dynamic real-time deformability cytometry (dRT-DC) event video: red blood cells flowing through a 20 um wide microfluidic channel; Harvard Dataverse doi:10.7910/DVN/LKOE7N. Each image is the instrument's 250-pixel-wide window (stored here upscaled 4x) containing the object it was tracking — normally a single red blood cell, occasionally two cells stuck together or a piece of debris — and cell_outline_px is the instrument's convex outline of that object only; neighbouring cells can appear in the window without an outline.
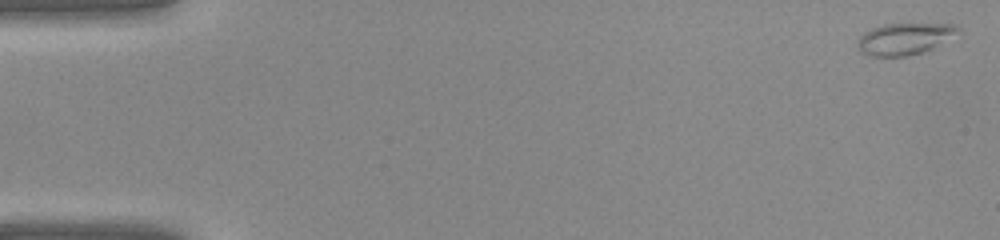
{"species": "common noctule bat (a hibernating species)", "species_latin": "Nyctalus noctula", "temperature_condition": "warm", "stored_images_in_passage": 40, "camera_frame_rate_fps": 3000, "um_per_image_px": 0.085, "animal": {"sex": "female", "body_mass_g": 22.0, "forearm_length_mm": 56.7}, "frame": {"image": 1, "passage_image": 1, "time_ms": 0.0, "image_size_px": [1000, 240], "cell_outline_px": [[960, 32], [932, 48], [908, 56], [868, 56], [860, 52], [856, 44], [856, 40], [864, 32], [872, 28], [884, 24], [952, 24], [960, 28]], "centroid_in_image_um": [76.82, 3.3], "position_along_channel_um": 8.2, "area_um2": 18.44}}
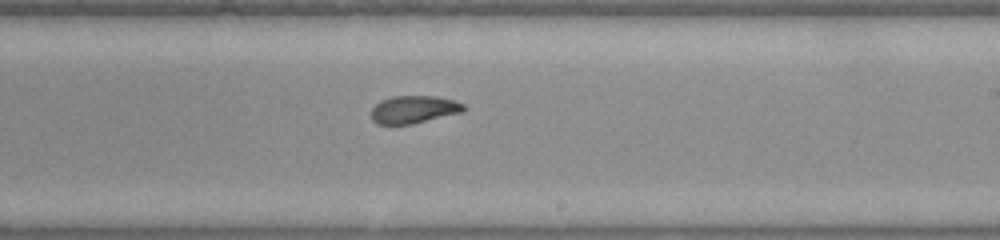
{"frame": {"image": 2, "passage_image": 24, "time_ms": 7.667, "image_size_px": [1000, 240], "cell_outline_px": [[464, 108], [460, 112], [412, 124], [376, 124], [372, 120], [372, 108], [380, 100], [392, 96], [436, 96], [452, 100], [464, 104]], "centroid_in_image_um": [35.12, 9.3], "position_along_channel_um": 253.9, "area_um2": 14.68}}
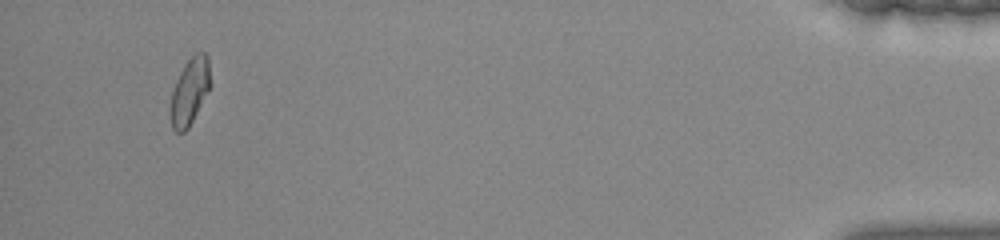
{"frame": {"image": 3, "passage_image": 38, "time_ms": 12.333, "image_size_px": [1000, 240], "cell_outline_px": [[208, 88], [188, 128], [184, 132], [176, 132], [172, 128], [168, 112], [168, 108], [172, 92], [176, 80], [184, 64], [196, 52], [204, 52], [208, 56]], "centroid_in_image_um": [16.04, 7.8], "position_along_channel_um": 419.2, "area_um2": 15.09}}